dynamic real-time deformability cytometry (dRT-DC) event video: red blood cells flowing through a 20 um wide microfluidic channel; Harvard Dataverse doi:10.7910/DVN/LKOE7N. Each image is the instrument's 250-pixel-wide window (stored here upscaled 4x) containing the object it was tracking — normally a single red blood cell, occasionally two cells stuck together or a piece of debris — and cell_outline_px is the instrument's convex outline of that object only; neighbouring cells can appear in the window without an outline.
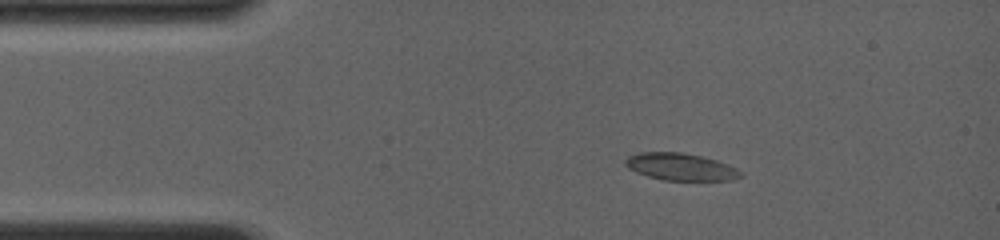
{"species": "common noctule bat (a hibernating species)", "species_latin": "Nyctalus noctula", "temperature_condition": "room temperature", "stored_images_in_passage": 32, "camera_frame_rate_fps": 4000, "um_per_image_px": 0.085, "animal": {"sex": "female", "body_mass_g": 19.0, "forearm_length_mm": 56.7}, "frame": {"image": 1, "passage_image": 3, "time_ms": 1.0, "image_size_px": [1000, 240], "cell_outline_px": [[744, 176], [732, 180], [664, 180], [648, 176], [636, 172], [628, 168], [624, 164], [624, 160], [628, 156], [640, 152], [680, 152], [700, 156], [716, 160], [728, 164], [744, 172]], "centroid_in_image_um": [57.87, 14.18], "position_along_channel_um": 27.1, "area_um2": 18.32}}
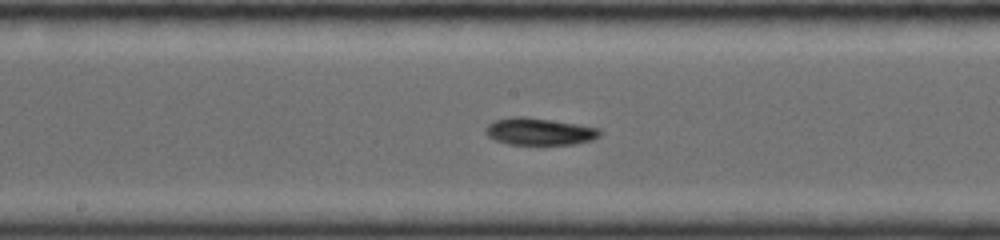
{"frame": {"image": 2, "passage_image": 15, "time_ms": 6.5, "image_size_px": [1000, 240], "cell_outline_px": [[600, 136], [592, 140], [576, 144], [508, 144], [496, 140], [488, 136], [484, 132], [484, 128], [488, 124], [496, 120], [512, 116], [524, 116], [576, 124], [600, 128]], "centroid_in_image_um": [45.83, 11.18], "position_along_channel_um": 202.4, "area_um2": 17.98}}
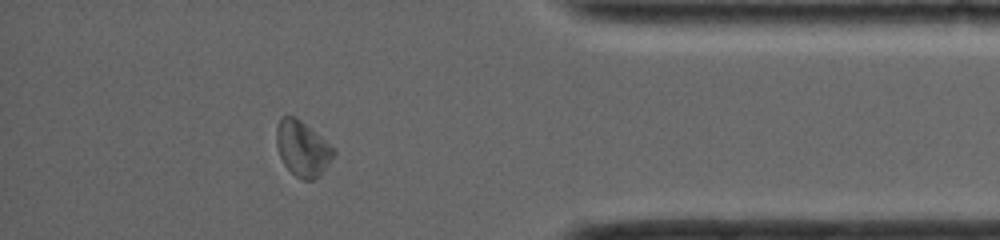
{"frame": {"image": 3, "passage_image": 28, "time_ms": 12.0, "image_size_px": [1000, 240], "cell_outline_px": [[336, 152], [320, 176], [312, 180], [300, 180], [284, 164], [280, 156], [276, 144], [276, 128], [280, 116], [296, 116], [336, 148]], "centroid_in_image_um": [25.72, 12.61], "position_along_channel_um": 409.5, "area_um2": 18.61}, "authors_computed_cell_mechanics": {"area_um2": 17.8313, "velocity_mm_per_s": 4.0612, "shape_relaxation_time_tau1_ms": null, "shape_relaxation_time_tau2_ms": 3.896, "deformation_change_tau1": null, "deformation_change_tau2": 0.0933}}